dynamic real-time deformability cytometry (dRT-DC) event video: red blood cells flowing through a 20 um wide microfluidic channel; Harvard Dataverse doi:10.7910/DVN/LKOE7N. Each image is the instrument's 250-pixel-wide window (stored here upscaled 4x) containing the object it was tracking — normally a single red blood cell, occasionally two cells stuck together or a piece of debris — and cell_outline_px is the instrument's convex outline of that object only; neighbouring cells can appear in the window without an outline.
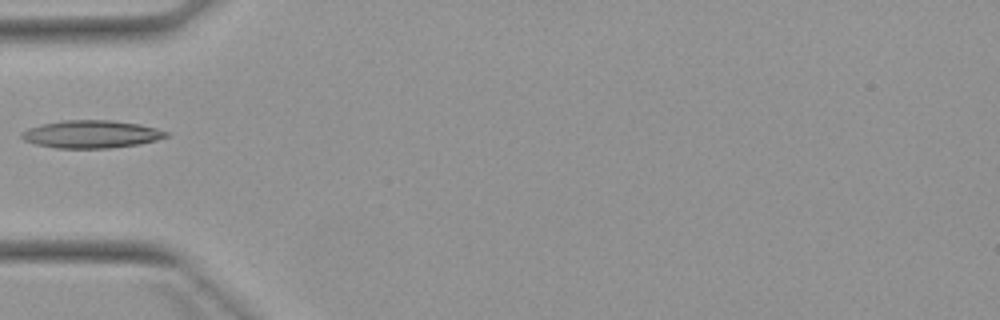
{"species": "Egyptian fruit bat (a non-hibernating species)", "species_latin": "Rousettus aegyptiacus", "temperature_condition": "warm", "stored_images_in_passage": 6, "camera_frame_rate_fps": 3000, "um_per_image_px": 0.085, "animal": {"sex": "female"}, "frame": {"image": 1, "passage_image": 5, "time_ms": 5.0, "image_size_px": [1000, 320], "cell_outline_px": [[168, 136], [156, 140], [140, 144], [108, 148], [56, 148], [36, 144], [24, 140], [20, 136], [20, 132], [28, 128], [40, 124], [64, 120], [112, 120], [140, 124], [156, 128], [168, 132]], "centroid_in_image_um": [7.74, 11.4], "position_along_channel_um": 77.3, "area_um2": 23.41}}
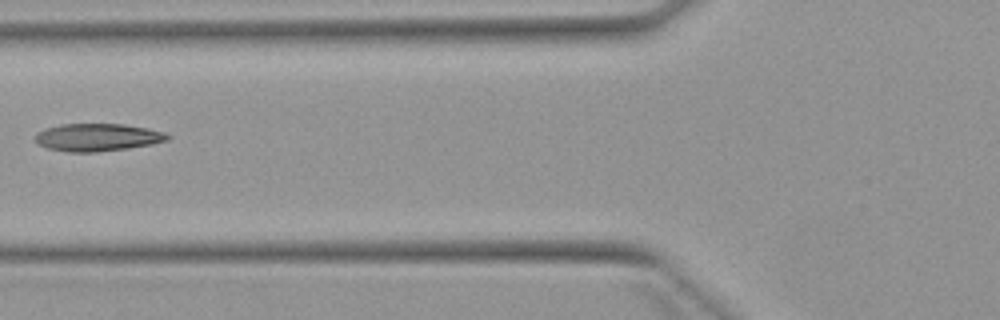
{"frame": {"image": 2, "passage_image": 6, "time_ms": 6.0, "image_size_px": [1000, 320], "cell_outline_px": [[172, 136], [168, 140], [152, 144], [96, 152], [68, 152], [48, 148], [36, 144], [32, 136], [36, 132], [44, 128], [60, 124], [124, 124], [148, 128], [164, 132]], "centroid_in_image_um": [8.22, 11.66], "position_along_channel_um": 117.6, "area_um2": 21.5}}